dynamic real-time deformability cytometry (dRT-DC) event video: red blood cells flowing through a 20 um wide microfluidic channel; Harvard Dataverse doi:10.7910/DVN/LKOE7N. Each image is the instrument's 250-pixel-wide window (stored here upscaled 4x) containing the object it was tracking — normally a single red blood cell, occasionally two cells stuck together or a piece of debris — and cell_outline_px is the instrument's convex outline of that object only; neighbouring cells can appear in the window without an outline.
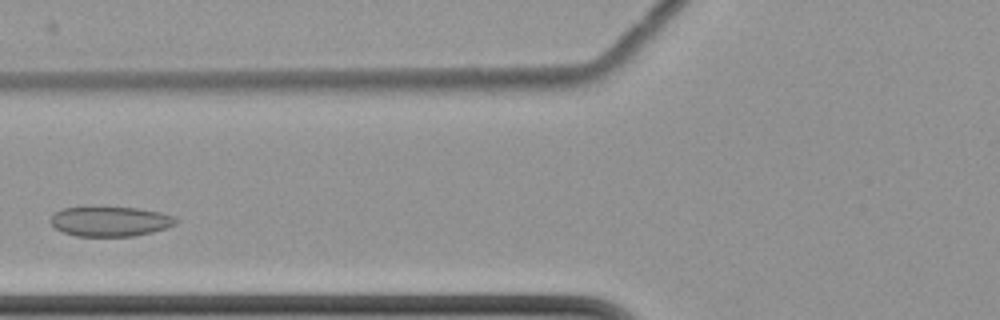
{"species": "common noctule bat (a hibernating species)", "species_latin": "Nyctalus noctula", "temperature_condition": "cold", "stored_images_in_passage": 7, "camera_frame_rate_fps": 3000, "um_per_image_px": 0.085, "animal": {"sex": "female", "body_mass_g": 22.7, "forearm_length_mm": 54.2}, "frame": {"image": 1, "passage_image": 4, "time_ms": 3.667, "image_size_px": [1000, 320], "cell_outline_px": [[176, 224], [168, 228], [152, 232], [132, 236], [76, 236], [64, 232], [56, 228], [48, 220], [56, 212], [64, 208], [136, 208], [160, 212], [172, 216], [176, 220]], "centroid_in_image_um": [9.37, 18.83], "position_along_channel_um": 116.4, "area_um2": 21.39}}
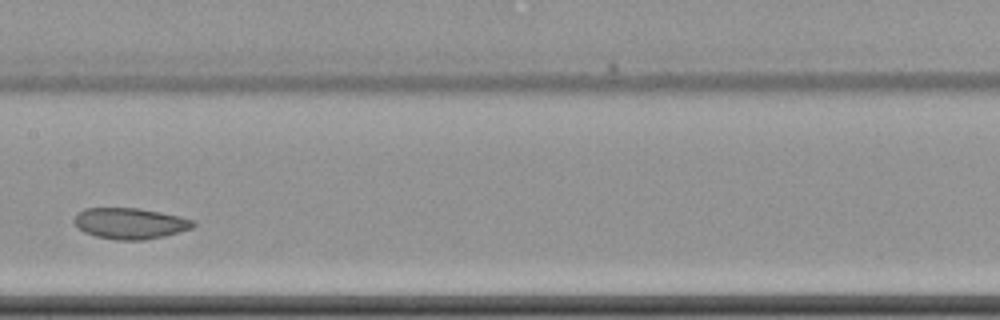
{"frame": {"image": 2, "passage_image": 6, "time_ms": 6.0, "image_size_px": [1000, 320], "cell_outline_px": [[196, 224], [192, 228], [180, 232], [164, 236], [144, 240], [116, 240], [96, 236], [84, 232], [72, 220], [84, 208], [140, 208], [180, 216], [196, 220]], "centroid_in_image_um": [11.1, 18.99], "position_along_channel_um": 196.3, "area_um2": 21.56}}
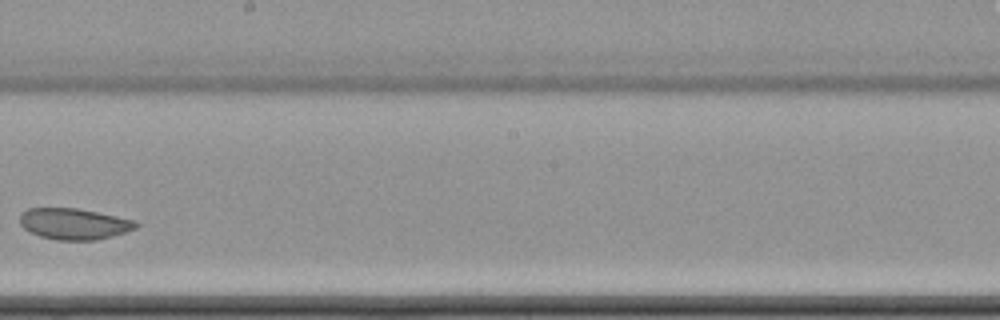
{"frame": {"image": 3, "passage_image": 7, "time_ms": 7.333, "image_size_px": [1000, 320], "cell_outline_px": [[140, 224], [136, 228], [112, 236], [96, 240], [56, 240], [40, 236], [28, 232], [20, 224], [20, 212], [28, 208], [76, 208], [136, 220]], "centroid_in_image_um": [6.27, 19.03], "position_along_channel_um": 241.9, "area_um2": 21.15}}